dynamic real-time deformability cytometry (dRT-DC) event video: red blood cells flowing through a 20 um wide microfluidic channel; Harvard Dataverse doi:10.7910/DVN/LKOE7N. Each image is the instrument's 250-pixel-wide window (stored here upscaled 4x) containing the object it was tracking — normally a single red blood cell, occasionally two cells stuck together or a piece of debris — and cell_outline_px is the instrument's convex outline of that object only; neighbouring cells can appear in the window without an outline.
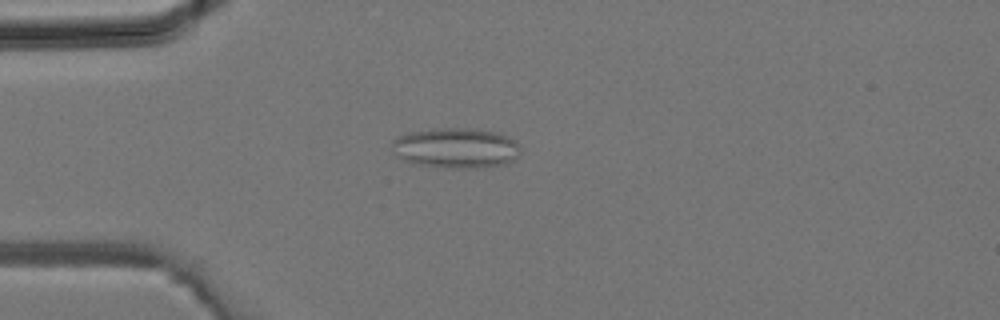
{"species": "common noctule bat (a hibernating species)", "species_latin": "Nyctalus noctula", "temperature_condition": "room temperature", "stored_images_in_passage": 30, "segment_of_instrument_passage": [1, 2], "camera_frame_rate_fps": 3000, "um_per_image_px": 0.085, "animal": {"sex": "male", "body_mass_g": 19.2, "forearm_length_mm": 51.8}, "frame": {"image": 1, "passage_image": 3, "time_ms": 0.667, "image_size_px": [1000, 320], "cell_outline_px": [[520, 152], [512, 160], [504, 164], [480, 168], [448, 168], [412, 164], [404, 160], [400, 156], [392, 144], [392, 140], [396, 136], [408, 132], [432, 128], [476, 128], [496, 132], [516, 140], [520, 148]], "centroid_in_image_um": [38.76, 12.57], "position_along_channel_um": 46.2, "area_um2": 30.35}}